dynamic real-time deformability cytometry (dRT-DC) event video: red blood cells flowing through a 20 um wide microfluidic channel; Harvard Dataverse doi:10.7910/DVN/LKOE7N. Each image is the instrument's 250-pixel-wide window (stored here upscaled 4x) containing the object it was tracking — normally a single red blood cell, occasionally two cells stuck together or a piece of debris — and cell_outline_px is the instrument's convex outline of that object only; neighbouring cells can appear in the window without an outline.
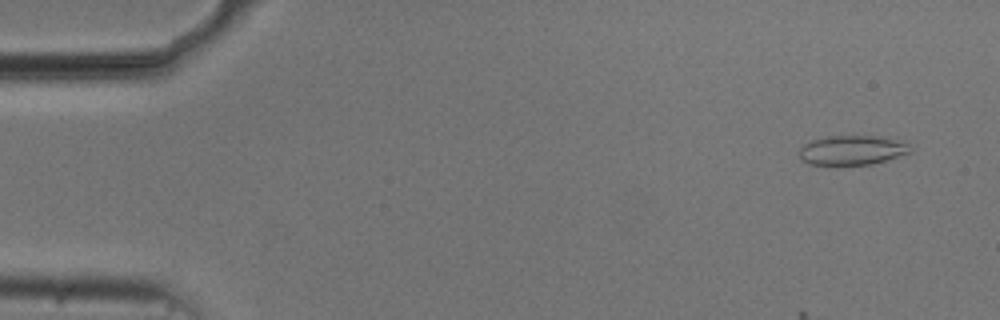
{"species": "common noctule bat (a hibernating species)", "species_latin": "Nyctalus noctula", "temperature_condition": "cold", "stored_images_in_passage": 53, "camera_frame_rate_fps": 3000, "um_per_image_px": 0.085, "animal": {"sex": "male", "body_mass_g": 20.5, "forearm_length_mm": 52.5}, "frame": {"image": 1, "passage_image": 3, "time_ms": 0.667, "image_size_px": [1000, 320], "cell_outline_px": [[912, 152], [884, 160], [868, 164], [840, 168], [836, 168], [808, 164], [800, 160], [800, 148], [804, 144], [812, 140], [828, 136], [876, 136], [908, 144], [912, 148]], "centroid_in_image_um": [72.33, 12.82], "position_along_channel_um": 12.7, "area_um2": 19.54}}
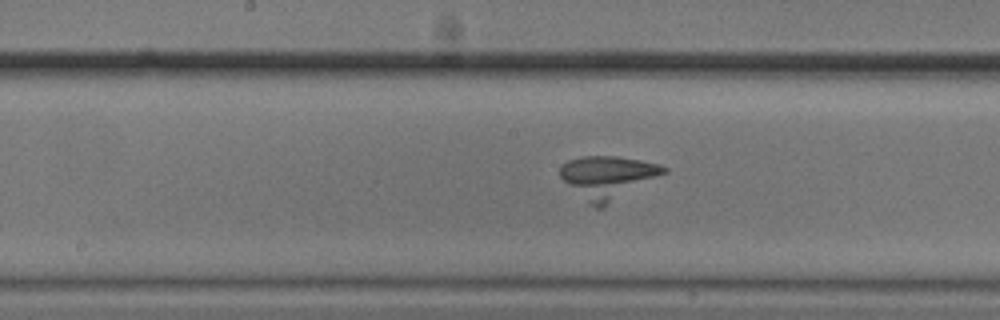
{"frame": {"image": 2, "passage_image": 27, "time_ms": 8.667, "image_size_px": [1000, 320], "cell_outline_px": [[668, 172], [604, 208], [596, 208], [588, 204], [560, 176], [560, 168], [568, 160], [584, 156], [616, 156], [640, 160], [660, 164], [668, 168]], "centroid_in_image_um": [51.72, 15.08], "position_along_channel_um": 196.5, "area_um2": 26.01}}
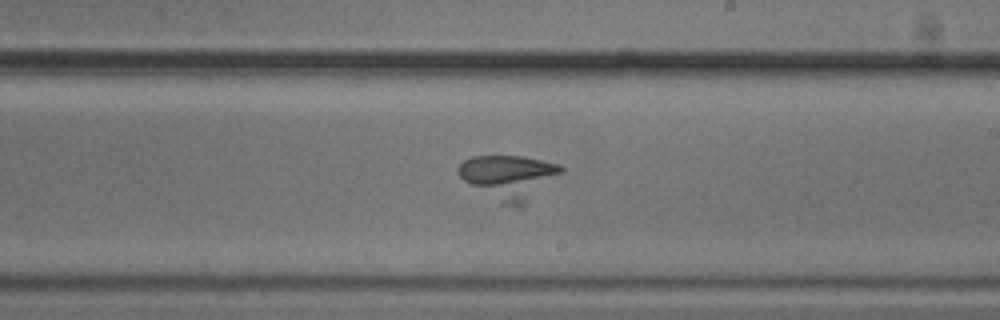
{"frame": {"image": 3, "passage_image": 31, "time_ms": 10.0, "image_size_px": [1000, 320], "cell_outline_px": [[564, 172], [520, 208], [516, 208], [500, 204], [464, 180], [456, 172], [456, 168], [464, 160], [472, 156], [524, 156], [560, 164], [564, 168]], "centroid_in_image_um": [43.28, 15.06], "position_along_channel_um": 245.7, "area_um2": 26.7}}